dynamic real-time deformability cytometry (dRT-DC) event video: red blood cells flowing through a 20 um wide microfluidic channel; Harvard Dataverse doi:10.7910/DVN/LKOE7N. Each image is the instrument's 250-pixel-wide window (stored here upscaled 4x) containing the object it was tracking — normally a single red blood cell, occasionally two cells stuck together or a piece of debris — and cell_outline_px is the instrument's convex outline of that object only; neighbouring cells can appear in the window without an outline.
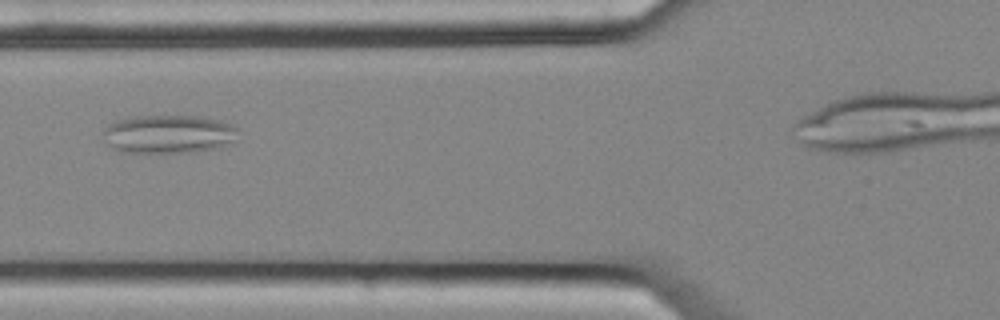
{"species": "common noctule bat (a hibernating species)", "species_latin": "Nyctalus noctula", "temperature_condition": "cold", "stored_images_in_passage": 39, "camera_frame_rate_fps": 3000, "um_per_image_px": 0.085, "animal": {"sex": "female", "body_mass_g": 25.1}, "frame": {"image": 1, "passage_image": 12, "time_ms": 3.667, "image_size_px": [1000, 320], "cell_outline_px": [[236, 140], [228, 144], [196, 152], [124, 152], [112, 148], [108, 144], [100, 132], [108, 124], [116, 120], [128, 116], [200, 116], [220, 120], [236, 128]], "centroid_in_image_um": [14.26, 11.38], "position_along_channel_um": 111.5, "area_um2": 30.29}}
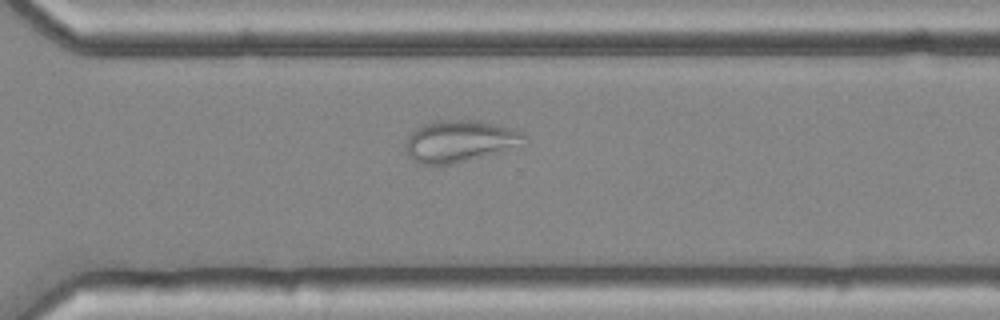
{"frame": {"image": 2, "passage_image": 30, "time_ms": 9.667, "image_size_px": [1000, 320], "cell_outline_px": [[528, 144], [524, 148], [452, 164], [420, 164], [412, 160], [408, 156], [404, 148], [404, 144], [408, 136], [420, 124], [436, 120], [480, 120], [516, 128], [528, 136]], "centroid_in_image_um": [39.21, 12.0], "position_along_channel_um": 331.4, "area_um2": 30.35}}
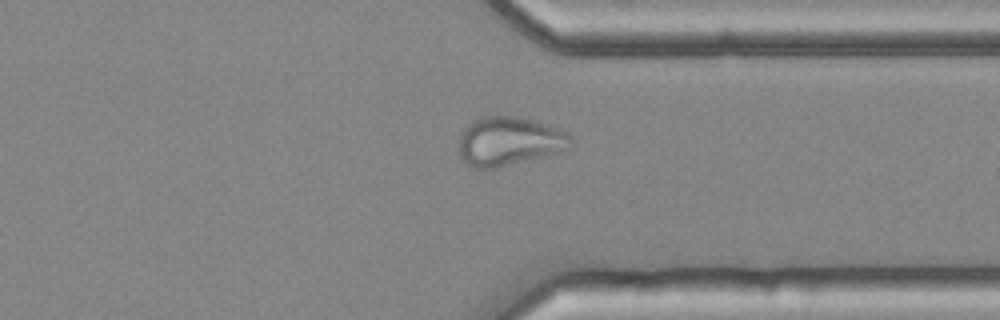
{"frame": {"image": 3, "passage_image": 33, "time_ms": 10.667, "image_size_px": [1000, 320], "cell_outline_px": [[572, 144], [568, 148], [556, 152], [492, 168], [472, 168], [460, 156], [460, 136], [464, 128], [468, 124], [480, 116], [520, 116], [536, 120], [560, 128], [568, 132], [572, 140]], "centroid_in_image_um": [43.28, 11.96], "position_along_channel_um": 368.1, "area_um2": 31.56}}